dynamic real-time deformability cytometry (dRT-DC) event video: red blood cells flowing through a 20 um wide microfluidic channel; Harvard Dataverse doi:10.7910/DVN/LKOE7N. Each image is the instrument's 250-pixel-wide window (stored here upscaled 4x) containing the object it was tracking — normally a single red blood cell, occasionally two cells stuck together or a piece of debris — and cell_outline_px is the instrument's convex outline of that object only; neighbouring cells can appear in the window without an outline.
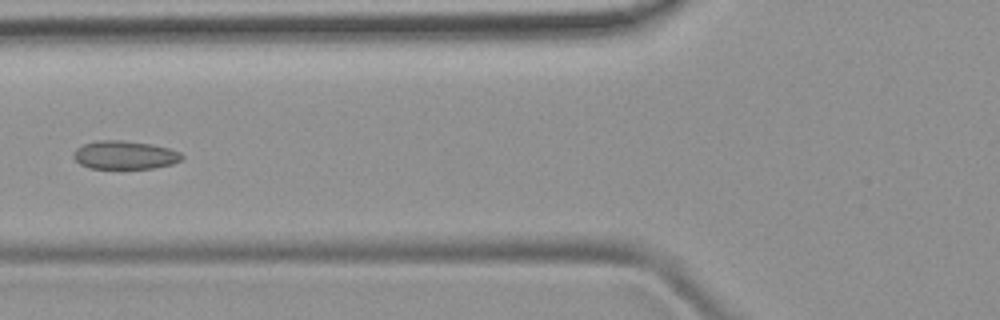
{"species": "common noctule bat (a hibernating species)", "species_latin": "Nyctalus noctula", "temperature_condition": "room temperature", "stored_images_in_passage": 6, "camera_frame_rate_fps": 3000, "um_per_image_px": 0.085, "animal": {"sex": "female", "body_mass_g": 19.9}, "frame": {"image": 1, "passage_image": 5, "time_ms": 5.333, "image_size_px": [1000, 320], "cell_outline_px": [[184, 156], [180, 160], [172, 164], [152, 168], [88, 168], [80, 164], [72, 156], [72, 152], [76, 148], [84, 144], [96, 140], [124, 140], [152, 144], [168, 148], [180, 152]], "centroid_in_image_um": [10.57, 13.16], "position_along_channel_um": 115.2, "area_um2": 17.98}}
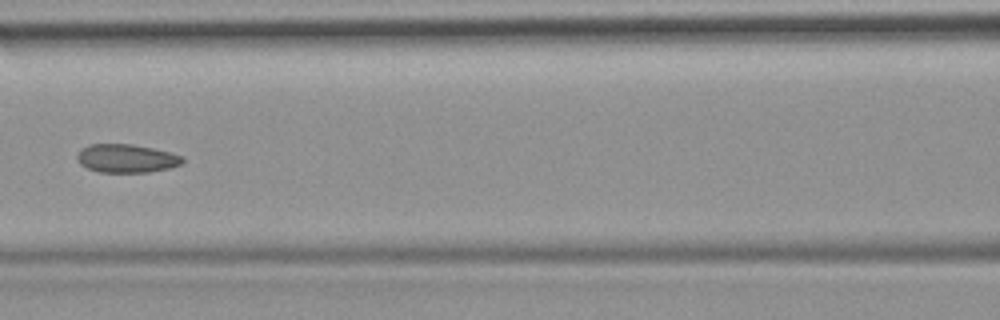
{"frame": {"image": 2, "passage_image": 6, "time_ms": 6.333, "image_size_px": [1000, 320], "cell_outline_px": [[184, 160], [180, 164], [168, 168], [148, 172], [100, 172], [88, 168], [80, 164], [76, 160], [76, 156], [80, 148], [88, 144], [132, 144], [152, 148], [184, 156]], "centroid_in_image_um": [10.7, 13.45], "position_along_channel_um": 155.9, "area_um2": 17.46}}